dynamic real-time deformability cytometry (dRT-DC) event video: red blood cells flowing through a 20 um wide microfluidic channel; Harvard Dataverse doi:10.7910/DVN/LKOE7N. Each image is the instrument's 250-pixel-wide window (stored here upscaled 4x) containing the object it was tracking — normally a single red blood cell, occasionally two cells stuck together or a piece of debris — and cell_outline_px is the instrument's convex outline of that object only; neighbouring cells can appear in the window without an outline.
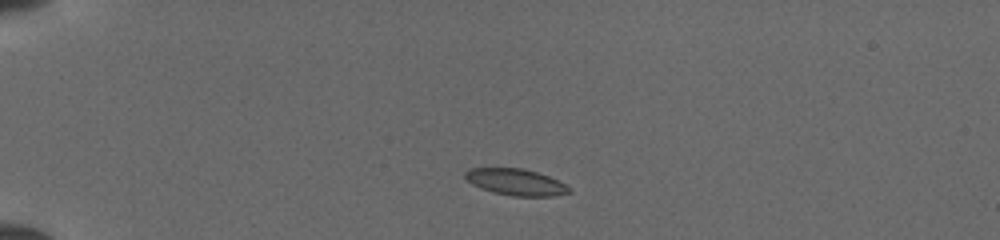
{"species": "common noctule bat (a hibernating species)", "species_latin": "Nyctalus noctula", "temperature_condition": "cold", "stored_images_in_passage": 38, "camera_frame_rate_fps": 3000, "um_per_image_px": 0.085, "animal": {"sex": "female", "body_mass_g": 19.5, "forearm_length_mm": 54.1}, "frame": {"image": 1, "passage_image": 1, "time_ms": 0.0, "image_size_px": [1000, 240], "cell_outline_px": [[572, 192], [556, 196], [512, 196], [480, 188], [472, 184], [464, 176], [464, 172], [468, 168], [524, 168], [548, 176], [572, 188]], "centroid_in_image_um": [43.85, 15.47], "position_along_channel_um": 41.1, "area_um2": 16.01}}
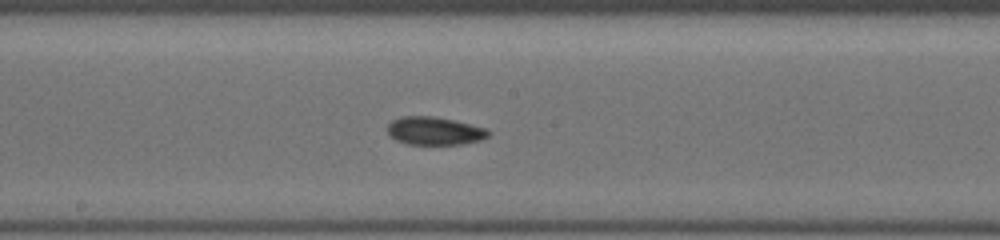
{"frame": {"image": 2, "passage_image": 17, "time_ms": 5.333, "image_size_px": [1000, 240], "cell_outline_px": [[492, 132], [484, 140], [460, 144], [408, 144], [396, 140], [388, 136], [388, 124], [392, 120], [400, 116], [436, 116], [484, 128]], "centroid_in_image_um": [36.91, 11.13], "position_along_channel_um": 211.3, "area_um2": 16.53}}
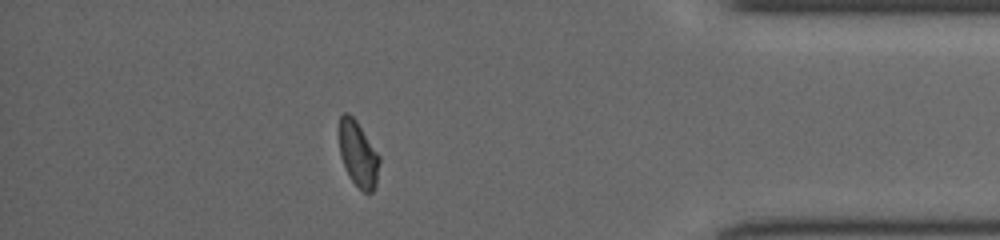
{"frame": {"image": 3, "passage_image": 33, "time_ms": 10.667, "image_size_px": [1000, 240], "cell_outline_px": [[380, 160], [376, 184], [372, 192], [364, 192], [348, 176], [340, 156], [340, 116], [344, 112], [348, 112], [356, 120], [380, 156]], "centroid_in_image_um": [30.45, 13.09], "position_along_channel_um": 404.8, "area_um2": 15.2}}